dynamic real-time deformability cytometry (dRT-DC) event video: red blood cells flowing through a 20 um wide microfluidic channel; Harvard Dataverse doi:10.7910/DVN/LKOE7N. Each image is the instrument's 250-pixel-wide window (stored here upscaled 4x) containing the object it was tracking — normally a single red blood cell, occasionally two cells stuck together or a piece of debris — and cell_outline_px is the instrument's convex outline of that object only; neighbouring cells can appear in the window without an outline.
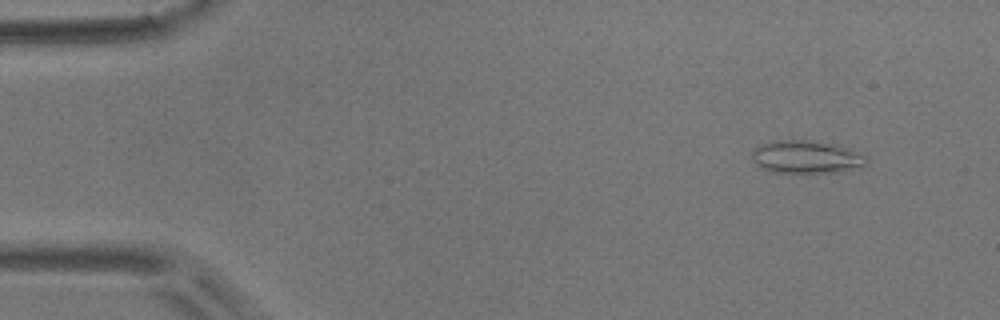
{"species": "common noctule bat (a hibernating species)", "species_latin": "Nyctalus noctula", "temperature_condition": "room temperature", "stored_images_in_passage": 5, "camera_frame_rate_fps": 3000, "um_per_image_px": 0.085, "animal": {"sex": "male", "body_mass_g": 17.9}, "frame": {"image": 1, "passage_image": 2, "time_ms": 1.0, "image_size_px": [1000, 320], "cell_outline_px": [[868, 164], [836, 172], [772, 172], [760, 168], [752, 160], [752, 148], [760, 144], [772, 140], [808, 140], [840, 144], [868, 156]], "centroid_in_image_um": [68.52, 13.32], "position_along_channel_um": 16.5, "area_um2": 22.25}}